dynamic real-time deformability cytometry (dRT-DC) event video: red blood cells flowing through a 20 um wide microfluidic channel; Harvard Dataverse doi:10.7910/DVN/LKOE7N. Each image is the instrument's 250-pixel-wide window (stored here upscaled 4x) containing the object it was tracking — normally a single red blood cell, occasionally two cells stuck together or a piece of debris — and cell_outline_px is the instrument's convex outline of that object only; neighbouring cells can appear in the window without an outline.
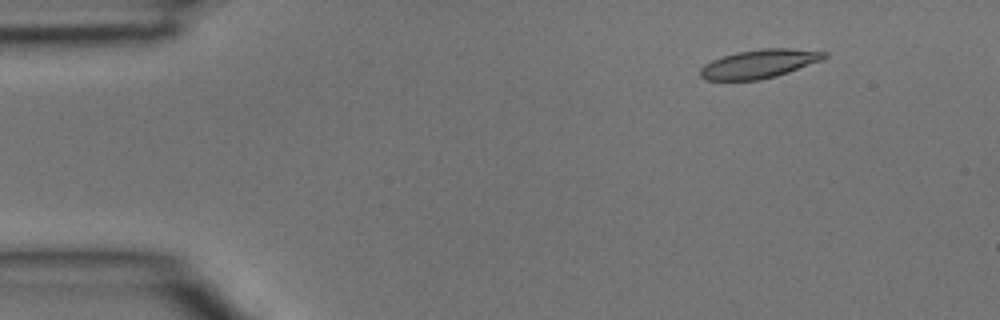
{"species": "common noctule bat (a hibernating species)", "species_latin": "Nyctalus noctula", "temperature_condition": "room temperature", "stored_images_in_passage": 2, "camera_frame_rate_fps": 3000, "um_per_image_px": 0.085, "animal": {"sex": "male", "body_mass_g": 15.6}, "frame": {"image": 1, "passage_image": 2, "time_ms": 0.333, "image_size_px": [1000, 320], "cell_outline_px": [[828, 56], [820, 60], [788, 72], [776, 76], [760, 80], [704, 80], [700, 76], [700, 68], [704, 64], [712, 60], [736, 52], [764, 48], [792, 48], [828, 52]], "centroid_in_image_um": [64.51, 5.42], "position_along_channel_um": 20.5, "area_um2": 20.63}}